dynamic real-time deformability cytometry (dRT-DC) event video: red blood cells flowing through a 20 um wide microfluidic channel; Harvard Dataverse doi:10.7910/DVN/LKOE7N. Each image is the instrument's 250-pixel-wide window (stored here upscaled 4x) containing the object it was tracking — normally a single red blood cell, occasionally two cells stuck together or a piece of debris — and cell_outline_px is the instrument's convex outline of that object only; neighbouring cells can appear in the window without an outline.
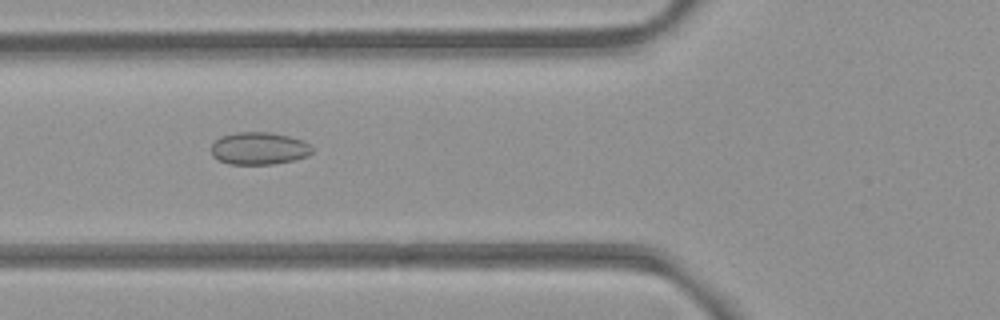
{"species": "common noctule bat (a hibernating species)", "species_latin": "Nyctalus noctula", "temperature_condition": "room temperature", "stored_images_in_passage": 53, "camera_frame_rate_fps": 3000, "um_per_image_px": 0.085, "animal": {"sex": "female", "body_mass_g": 21.9}, "frame": {"image": 1, "passage_image": 20, "time_ms": 6.333, "image_size_px": [1000, 320], "cell_outline_px": [[312, 152], [308, 156], [296, 160], [272, 164], [228, 164], [212, 156], [212, 144], [220, 136], [236, 132], [268, 132], [288, 136], [304, 140], [312, 148]], "centroid_in_image_um": [22.02, 12.61], "position_along_channel_um": 103.8, "area_um2": 19.13}}
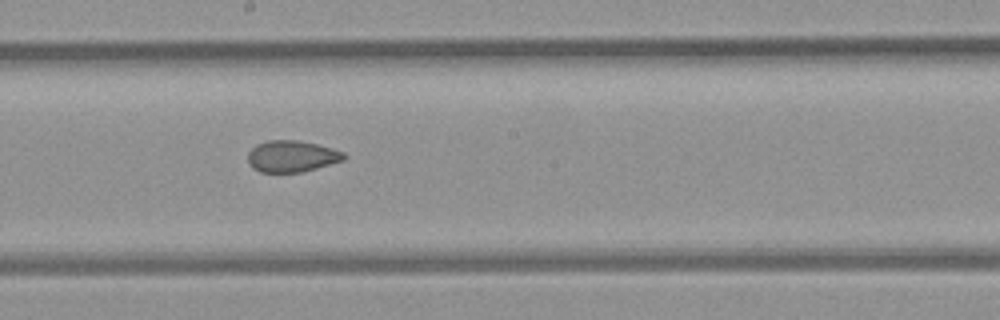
{"frame": {"image": 2, "passage_image": 29, "time_ms": 9.333, "image_size_px": [1000, 320], "cell_outline_px": [[348, 156], [344, 160], [316, 168], [300, 172], [260, 172], [252, 168], [248, 164], [248, 152], [256, 144], [268, 140], [296, 140], [316, 144], [332, 148], [344, 152]], "centroid_in_image_um": [24.79, 13.28], "position_along_channel_um": 223.4, "area_um2": 17.69}}
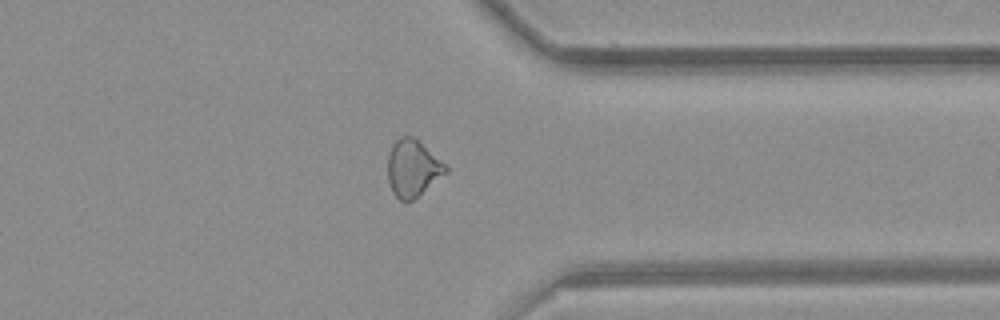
{"frame": {"image": 3, "passage_image": 41, "time_ms": 13.333, "image_size_px": [1000, 320], "cell_outline_px": [[448, 172], [412, 200], [400, 200], [392, 192], [388, 180], [388, 156], [392, 144], [400, 136], [412, 136], [448, 164]], "centroid_in_image_um": [35.1, 14.28], "position_along_channel_um": 376.3, "area_um2": 19.19}, "authors_computed_cell_mechanics": {"area_um2": 19.652, "velocity_mm_per_s": 3.9672, "shape_relaxation_time_tau1_ms": null, "shape_relaxation_time_tau2_ms": 1.469, "deformation_change_tau1": null, "deformation_change_tau2": 0.0557}}